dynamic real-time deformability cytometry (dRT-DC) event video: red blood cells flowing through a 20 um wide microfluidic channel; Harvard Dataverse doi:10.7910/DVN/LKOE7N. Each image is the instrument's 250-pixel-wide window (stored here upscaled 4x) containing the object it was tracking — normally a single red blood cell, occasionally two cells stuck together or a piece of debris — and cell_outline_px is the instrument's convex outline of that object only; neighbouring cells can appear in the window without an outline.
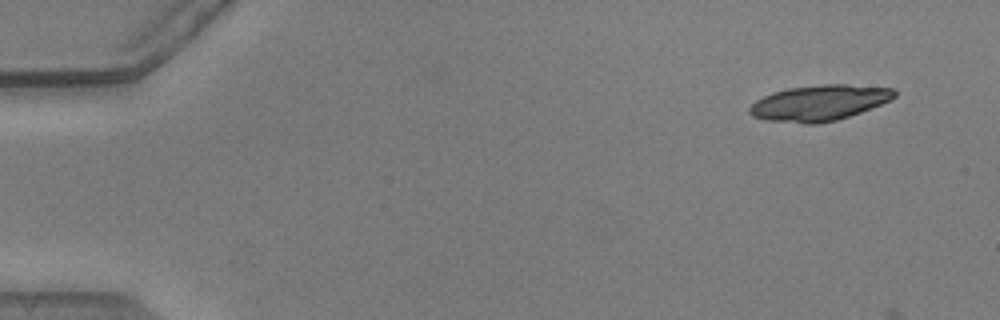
{"species": "common noctule bat (a hibernating species)", "species_latin": "Nyctalus noctula", "temperature_condition": "warm", "stored_images_in_passage": 5, "camera_frame_rate_fps": 3000, "um_per_image_px": 0.085, "animal": {"sex": "male", "body_mass_g": 20.5, "forearm_length_mm": 52.5}, "frame": {"image": 1, "passage_image": 1, "time_ms": 0.0, "image_size_px": [1000, 320], "cell_outline_px": [[896, 96], [880, 104], [860, 112], [836, 120], [816, 124], [804, 124], [768, 120], [752, 116], [748, 112], [748, 108], [756, 100], [772, 92], [788, 88], [824, 84], [848, 84], [896, 88]], "centroid_in_image_um": [69.62, 8.73], "position_along_channel_um": 15.4, "area_um2": 30.06}}